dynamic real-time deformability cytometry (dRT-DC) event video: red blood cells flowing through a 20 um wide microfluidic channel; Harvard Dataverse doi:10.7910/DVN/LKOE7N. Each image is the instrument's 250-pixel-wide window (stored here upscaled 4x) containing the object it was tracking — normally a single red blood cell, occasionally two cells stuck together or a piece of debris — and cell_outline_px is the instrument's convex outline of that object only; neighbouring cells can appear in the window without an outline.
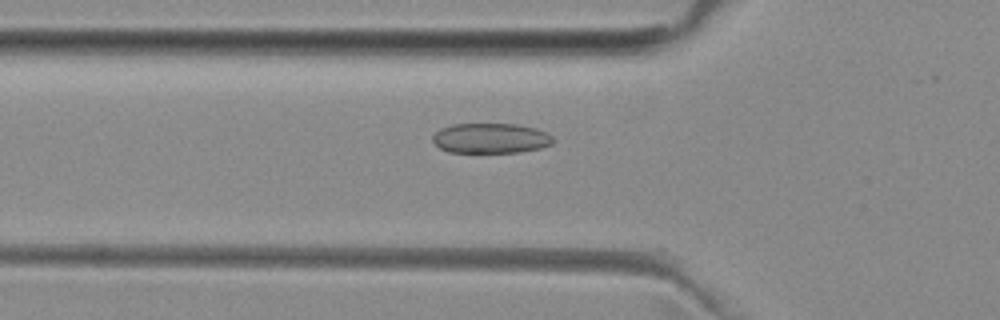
{"species": "common noctule bat (a hibernating species)", "species_latin": "Nyctalus noctula", "temperature_condition": "room temperature", "stored_images_in_passage": 31, "camera_frame_rate_fps": 3000, "um_per_image_px": 0.085, "animal": {"sex": "female", "body_mass_g": 29.2, "forearm_length_mm": 56.3}, "frame": {"image": 1, "passage_image": 6, "time_ms": 1.667, "image_size_px": [1000, 320], "cell_outline_px": [[556, 140], [552, 144], [540, 148], [520, 152], [448, 152], [440, 148], [432, 140], [432, 136], [440, 128], [452, 124], [516, 124], [536, 128], [548, 132]], "centroid_in_image_um": [41.74, 11.74], "position_along_channel_um": 84.1, "area_um2": 21.27}}
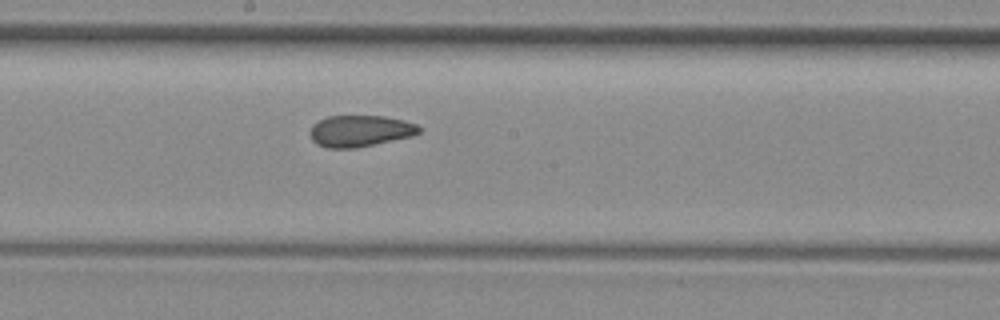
{"frame": {"image": 2, "passage_image": 16, "time_ms": 5.0, "image_size_px": [1000, 320], "cell_outline_px": [[420, 132], [412, 136], [356, 148], [328, 148], [316, 144], [312, 140], [312, 124], [328, 116], [384, 116], [404, 120], [416, 124], [420, 128]], "centroid_in_image_um": [30.62, 11.13], "position_along_channel_um": 217.6, "area_um2": 19.83}}
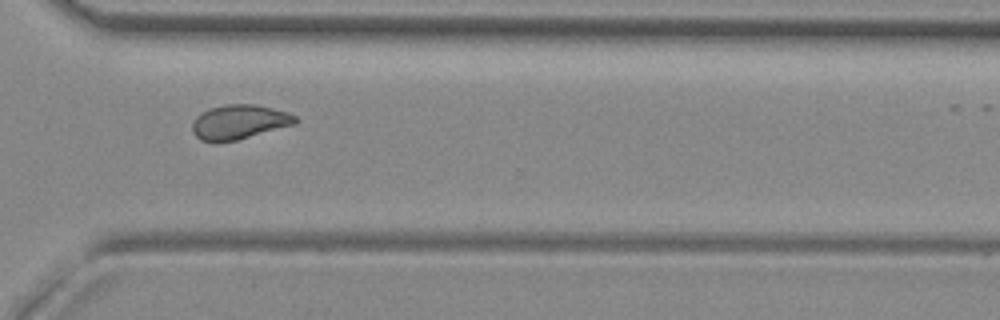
{"frame": {"image": 3, "passage_image": 26, "time_ms": 8.333, "image_size_px": [1000, 320], "cell_outline_px": [[300, 120], [296, 124], [236, 140], [216, 144], [212, 144], [200, 140], [192, 132], [192, 124], [196, 116], [200, 112], [208, 108], [224, 104], [252, 104], [272, 108], [288, 112], [296, 116]], "centroid_in_image_um": [20.29, 10.38], "position_along_channel_um": 350.3, "area_um2": 21.15}, "authors_computed_cell_mechanics": {"area_um2": 20.519, "velocity_mm_per_s": 3.9872, "shape_relaxation_time_tau1_ms": null, "shape_relaxation_time_tau2_ms": 2.0407, "deformation_change_tau1": null, "deformation_change_tau2": 0.0752}}